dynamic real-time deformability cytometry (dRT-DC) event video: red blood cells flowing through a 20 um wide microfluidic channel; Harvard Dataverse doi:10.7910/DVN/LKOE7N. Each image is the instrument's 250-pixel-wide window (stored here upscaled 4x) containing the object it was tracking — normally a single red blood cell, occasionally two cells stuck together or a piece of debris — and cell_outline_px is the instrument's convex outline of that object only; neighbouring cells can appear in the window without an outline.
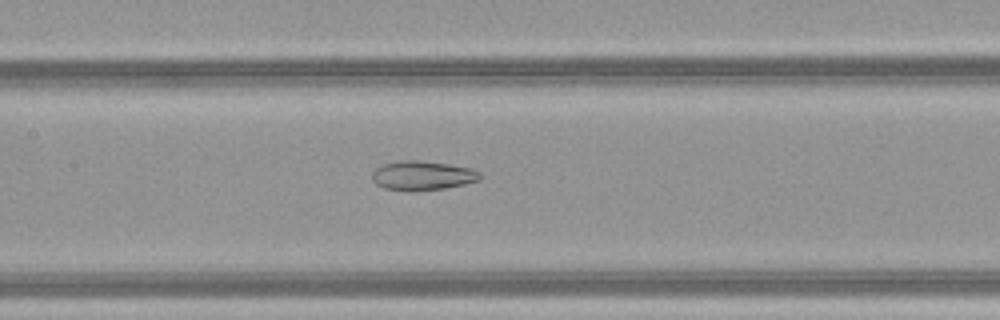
{"species": "common noctule bat (a hibernating species)", "species_latin": "Nyctalus noctula", "temperature_condition": "warm", "stored_images_in_passage": 42, "camera_frame_rate_fps": 3000, "um_per_image_px": 0.085, "animal": {"sex": "female", "body_mass_g": 21.9}, "frame": {"image": 1, "passage_image": 17, "time_ms": 5.333, "image_size_px": [1000, 320], "cell_outline_px": [[480, 180], [464, 184], [444, 188], [408, 192], [384, 188], [376, 184], [372, 180], [372, 172], [380, 164], [400, 160], [416, 160], [448, 164], [472, 168], [480, 172]], "centroid_in_image_um": [35.87, 14.92], "position_along_channel_um": 171.5, "area_um2": 18.61}}
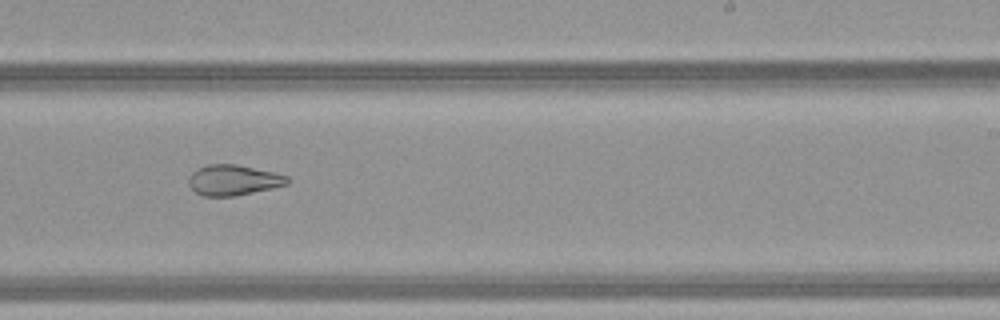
{"frame": {"image": 2, "passage_image": 24, "time_ms": 7.667, "image_size_px": [1000, 320], "cell_outline_px": [[292, 180], [288, 184], [272, 188], [236, 196], [204, 196], [196, 192], [188, 184], [188, 176], [196, 168], [208, 164], [236, 164], [272, 172], [288, 176]], "centroid_in_image_um": [19.83, 15.3], "position_along_channel_um": 269.2, "area_um2": 17.63}}
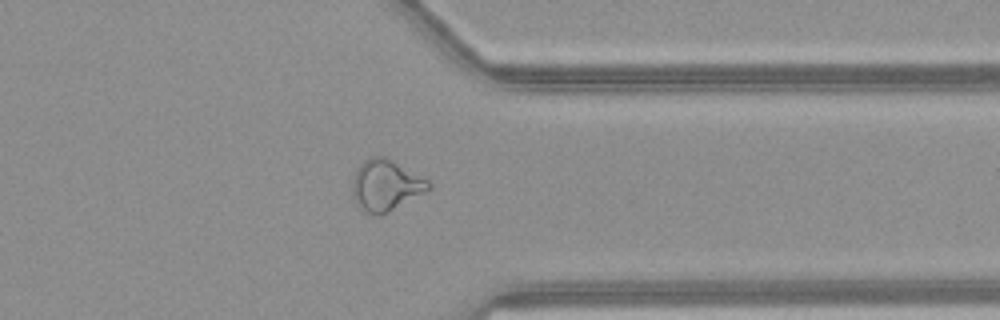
{"frame": {"image": 3, "passage_image": 32, "time_ms": 10.333, "image_size_px": [1000, 320], "cell_outline_px": [[432, 188], [388, 212], [380, 216], [368, 212], [360, 208], [356, 204], [352, 192], [352, 176], [356, 168], [368, 156], [384, 156], [392, 160], [428, 180], [432, 184]], "centroid_in_image_um": [32.75, 15.73], "position_along_channel_um": 378.6, "area_um2": 22.66}, "authors_computed_cell_mechanics": {"area_um2": 23.7847, "velocity_mm_per_s": 4.2011, "shape_relaxation_time_tau1_ms": null, "shape_relaxation_time_tau2_ms": 2.2453, "deformation_change_tau1": null, "deformation_change_tau2": 0.0995}}